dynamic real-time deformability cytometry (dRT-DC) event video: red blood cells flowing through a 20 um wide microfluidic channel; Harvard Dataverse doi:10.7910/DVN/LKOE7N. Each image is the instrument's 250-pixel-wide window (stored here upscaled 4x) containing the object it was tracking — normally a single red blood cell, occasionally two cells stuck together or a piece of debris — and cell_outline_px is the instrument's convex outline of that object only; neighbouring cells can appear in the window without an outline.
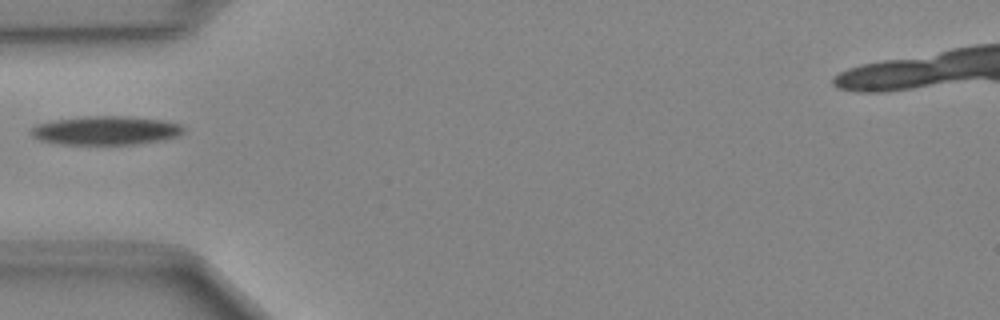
{"species": "Egyptian fruit bat (a non-hibernating species)", "species_latin": "Rousettus aegyptiacus", "temperature_condition": "cold", "stored_images_in_passage": 34, "camera_frame_rate_fps": 3000, "um_per_image_px": 0.085, "animal": {"sex": "female"}, "frame": {"image": 1, "passage_image": 1, "time_ms": 0.0, "image_size_px": [1000, 320], "cell_outline_px": [[184, 132], [176, 136], [164, 140], [132, 144], [60, 144], [40, 140], [32, 136], [32, 128], [36, 124], [52, 120], [84, 116], [124, 116], [164, 120], [180, 124], [184, 128]], "centroid_in_image_um": [8.99, 11.08], "position_along_channel_um": 76.0, "area_um2": 25.55}}
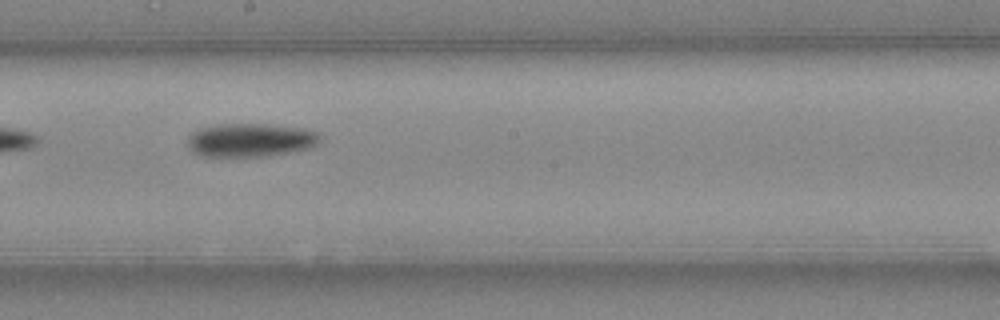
{"frame": {"image": 2, "passage_image": 12, "time_ms": 3.667, "image_size_px": [1000, 320], "cell_outline_px": [[320, 140], [316, 144], [308, 148], [268, 156], [200, 156], [192, 152], [188, 148], [188, 140], [192, 132], [200, 128], [216, 124], [264, 124], [304, 128], [316, 132], [320, 136]], "centroid_in_image_um": [21.25, 11.9], "position_along_channel_um": 227.0, "area_um2": 25.78}}
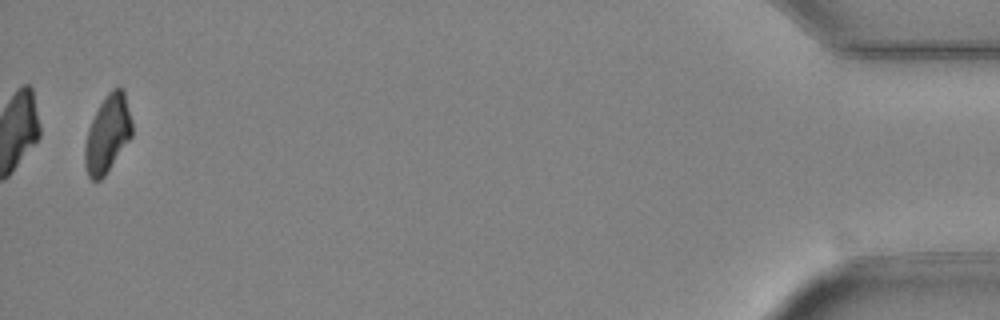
{"frame": {"image": 3, "passage_image": 33, "time_ms": 10.667, "image_size_px": [1000, 320], "cell_outline_px": [[132, 136], [104, 176], [100, 180], [92, 180], [88, 176], [84, 164], [84, 144], [88, 128], [100, 104], [108, 92], [112, 88], [124, 88], [132, 120]], "centroid_in_image_um": [9.14, 11.37], "position_along_channel_um": 426.1, "area_um2": 21.27}}